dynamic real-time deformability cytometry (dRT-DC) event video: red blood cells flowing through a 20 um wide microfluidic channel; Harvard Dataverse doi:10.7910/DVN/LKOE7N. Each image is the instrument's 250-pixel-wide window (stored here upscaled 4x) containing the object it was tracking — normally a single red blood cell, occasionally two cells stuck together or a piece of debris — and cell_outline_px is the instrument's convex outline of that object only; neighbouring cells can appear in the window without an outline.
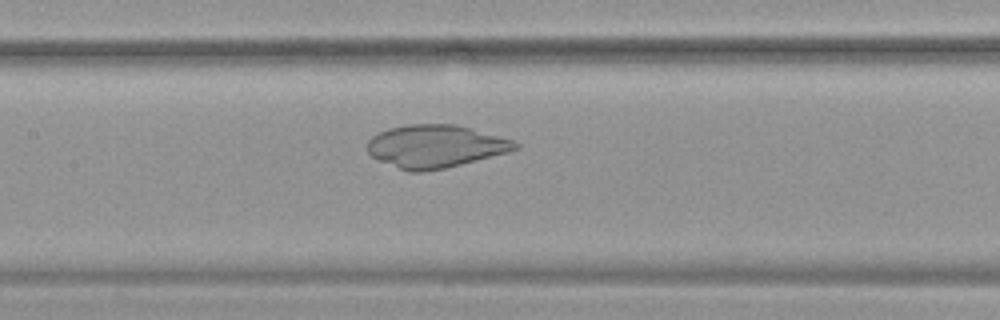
{"species": "common noctule bat (a hibernating species)", "species_latin": "Nyctalus noctula", "temperature_condition": "warm", "stored_images_in_passage": 54, "camera_frame_rate_fps": 3000, "um_per_image_px": 0.085, "animal": {"sex": "female", "body_mass_g": 19.9}, "frame": {"image": 1, "passage_image": 26, "time_ms": 8.333, "image_size_px": [1000, 320], "cell_outline_px": [[520, 148], [508, 152], [444, 168], [424, 172], [408, 172], [380, 160], [372, 156], [368, 152], [368, 140], [372, 136], [388, 128], [408, 124], [456, 124], [512, 140], [520, 144]], "centroid_in_image_um": [37.0, 12.43], "position_along_channel_um": 170.4, "area_um2": 36.53}}
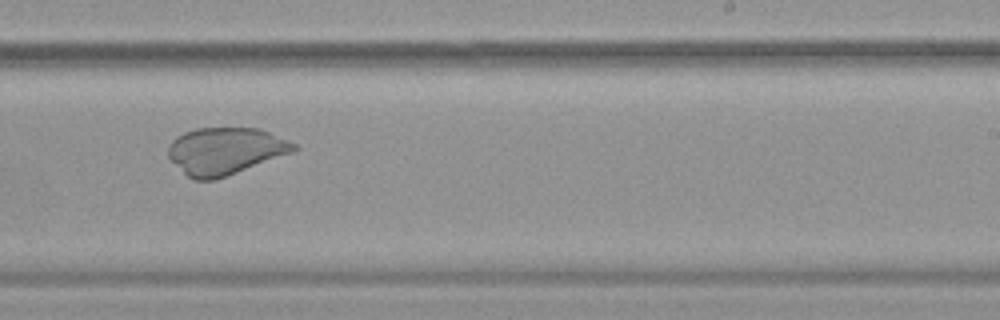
{"frame": {"image": 2, "passage_image": 34, "time_ms": 11.0, "image_size_px": [1000, 320], "cell_outline_px": [[300, 148], [296, 152], [212, 180], [196, 180], [188, 176], [168, 156], [168, 144], [176, 136], [184, 132], [196, 128], [260, 128], [288, 140], [296, 144]], "centroid_in_image_um": [19.18, 12.81], "position_along_channel_um": 269.8, "area_um2": 34.33}}
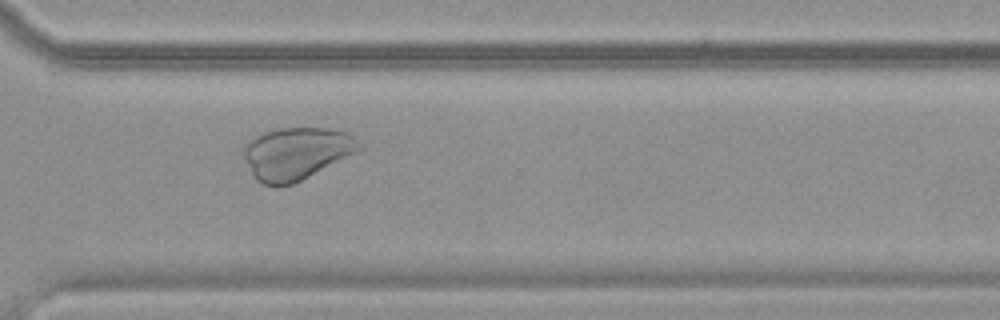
{"frame": {"image": 3, "passage_image": 40, "time_ms": 13.0, "image_size_px": [1000, 320], "cell_outline_px": [[364, 148], [360, 152], [292, 184], [276, 188], [264, 184], [256, 180], [244, 156], [244, 148], [248, 140], [264, 132], [280, 128], [328, 128], [348, 132], [364, 144]], "centroid_in_image_um": [25.27, 13.04], "position_along_channel_um": 345.3, "area_um2": 35.55}}